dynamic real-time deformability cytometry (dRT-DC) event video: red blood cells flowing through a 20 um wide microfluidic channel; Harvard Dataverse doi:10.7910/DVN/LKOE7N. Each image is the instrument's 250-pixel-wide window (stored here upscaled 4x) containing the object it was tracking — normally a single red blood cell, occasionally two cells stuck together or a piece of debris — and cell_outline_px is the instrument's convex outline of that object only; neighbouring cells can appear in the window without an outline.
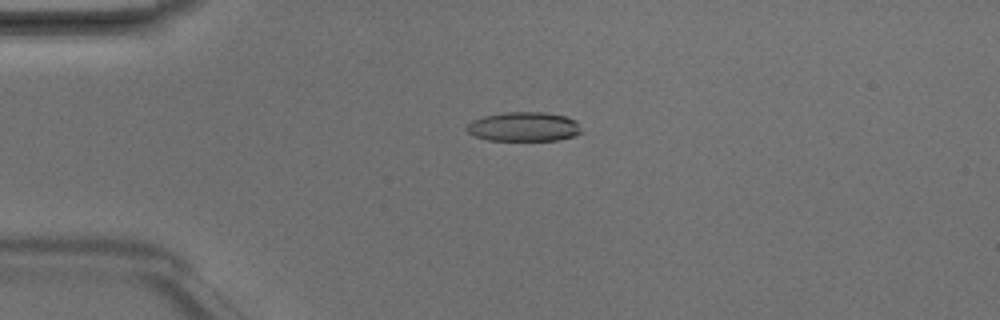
{"species": "Egyptian fruit bat (a non-hibernating species)", "species_latin": "Rousettus aegyptiacus", "temperature_condition": "room temperature", "stored_images_in_passage": 6, "camera_frame_rate_fps": 3000, "um_per_image_px": 0.085, "animal": {"sex": "male"}, "frame": {"image": 1, "passage_image": 4, "time_ms": 1.0, "image_size_px": [1000, 320], "cell_outline_px": [[580, 132], [572, 136], [556, 140], [488, 140], [476, 136], [468, 132], [464, 128], [472, 120], [484, 116], [504, 112], [544, 112], [564, 116], [576, 120]], "centroid_in_image_um": [44.47, 10.76], "position_along_channel_um": 40.5, "area_um2": 19.36}}